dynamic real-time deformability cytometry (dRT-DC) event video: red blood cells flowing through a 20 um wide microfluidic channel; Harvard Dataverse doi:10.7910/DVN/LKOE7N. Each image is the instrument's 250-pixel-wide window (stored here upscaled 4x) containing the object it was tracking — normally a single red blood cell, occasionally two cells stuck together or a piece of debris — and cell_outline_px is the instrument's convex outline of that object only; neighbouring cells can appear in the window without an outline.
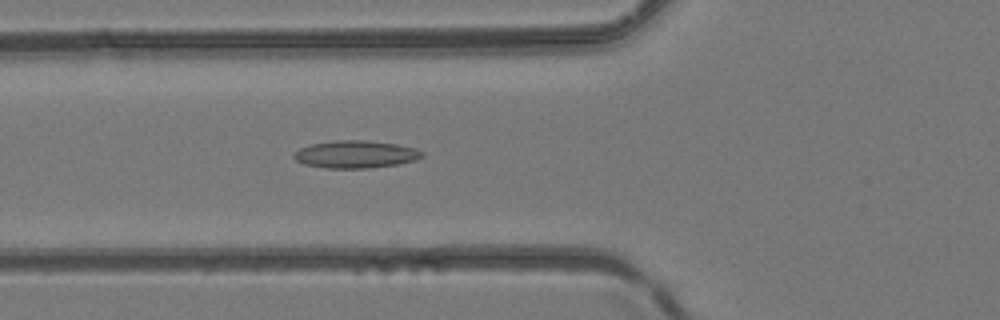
{"species": "common noctule bat (a hibernating species)", "species_latin": "Nyctalus noctula", "temperature_condition": "room temperature", "stored_images_in_passage": 39, "camera_frame_rate_fps": 3000, "um_per_image_px": 0.085, "animal": {"sex": "female", "body_mass_g": 24.6, "forearm_length_mm": 56.2}, "frame": {"image": 1, "passage_image": 9, "time_ms": 2.667, "image_size_px": [1000, 320], "cell_outline_px": [[424, 156], [416, 160], [400, 164], [368, 168], [324, 168], [304, 164], [296, 160], [292, 156], [300, 148], [312, 144], [336, 140], [364, 140], [396, 144], [416, 148], [424, 152]], "centroid_in_image_um": [30.26, 13.12], "position_along_channel_um": 95.5, "area_um2": 20.58}}
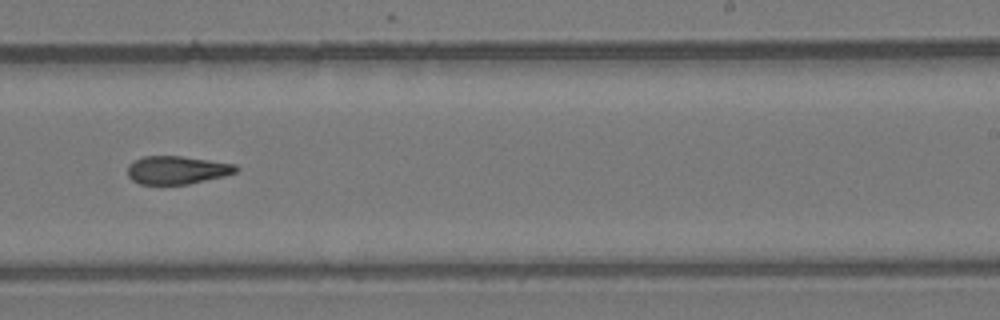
{"frame": {"image": 2, "passage_image": 21, "time_ms": 6.667, "image_size_px": [1000, 320], "cell_outline_px": [[240, 168], [236, 172], [224, 176], [188, 184], [140, 184], [132, 180], [128, 176], [128, 164], [132, 160], [144, 156], [180, 156], [236, 164]], "centroid_in_image_um": [15.03, 14.45], "position_along_channel_um": 274.0, "area_um2": 17.8}}
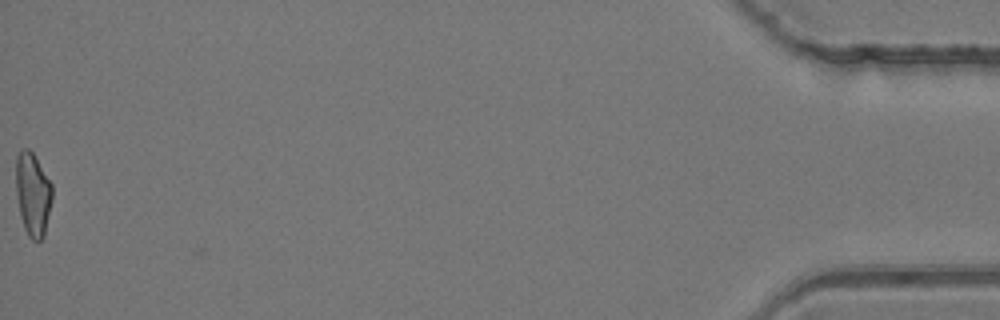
{"frame": {"image": 3, "passage_image": 39, "time_ms": 12.667, "image_size_px": [1000, 320], "cell_outline_px": [[52, 200], [44, 236], [40, 240], [32, 240], [28, 236], [24, 228], [20, 216], [16, 196], [16, 156], [20, 148], [28, 148], [32, 152], [52, 184]], "centroid_in_image_um": [2.78, 16.5], "position_along_channel_um": 432.4, "area_um2": 17.74}}